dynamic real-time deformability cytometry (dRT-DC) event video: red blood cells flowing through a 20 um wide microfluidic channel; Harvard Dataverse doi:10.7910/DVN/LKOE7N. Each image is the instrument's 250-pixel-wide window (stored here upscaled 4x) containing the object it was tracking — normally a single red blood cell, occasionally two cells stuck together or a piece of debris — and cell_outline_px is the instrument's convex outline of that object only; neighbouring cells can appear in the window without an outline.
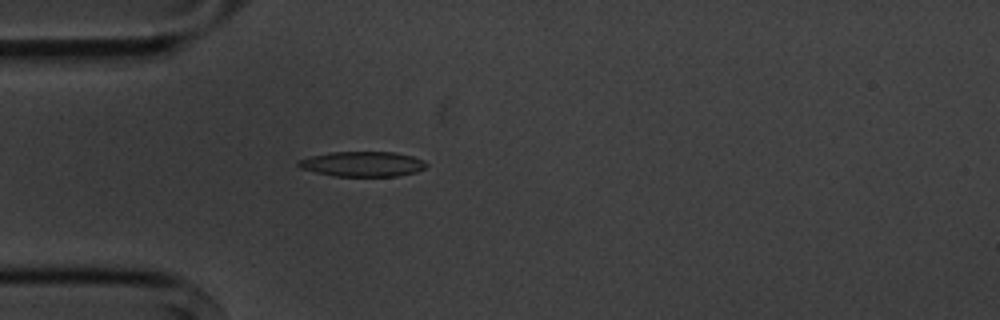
{"species": "common noctule bat (a hibernating species)", "species_latin": "Nyctalus noctula", "temperature_condition": "cold", "stored_images_in_passage": 4, "camera_frame_rate_fps": 3000, "um_per_image_px": 0.085, "animal": {"sex": "male", "body_mass_g": 20.1, "forearm_length_mm": 53.5}, "frame": {"image": 1, "passage_image": 4, "time_ms": 4.333, "image_size_px": [1000, 320], "cell_outline_px": [[428, 164], [424, 168], [416, 172], [396, 176], [336, 176], [316, 172], [300, 168], [296, 164], [296, 160], [312, 156], [332, 152], [392, 152], [412, 156], [424, 160]], "centroid_in_image_um": [30.81, 13.94], "position_along_channel_um": 54.2, "area_um2": 18.61}}